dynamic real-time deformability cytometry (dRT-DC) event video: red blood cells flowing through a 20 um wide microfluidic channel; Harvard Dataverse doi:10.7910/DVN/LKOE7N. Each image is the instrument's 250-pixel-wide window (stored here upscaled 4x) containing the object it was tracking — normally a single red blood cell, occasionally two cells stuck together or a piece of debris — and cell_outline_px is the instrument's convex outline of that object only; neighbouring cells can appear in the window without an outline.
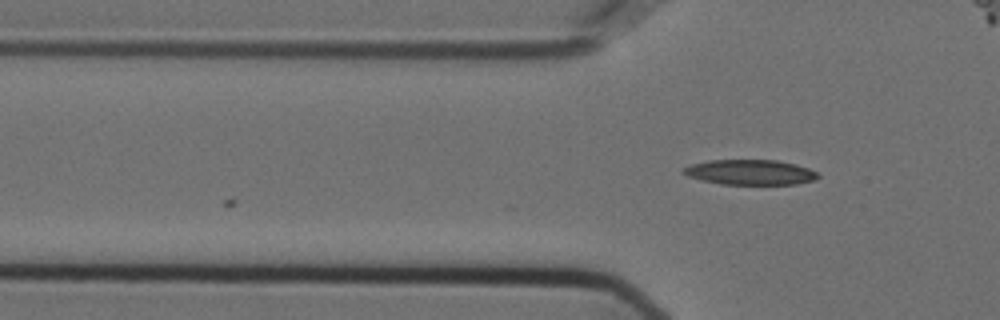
{"species": "Egyptian fruit bat (a non-hibernating species)", "species_latin": "Rousettus aegyptiacus", "temperature_condition": "cold", "stored_images_in_passage": 7, "camera_frame_rate_fps": 3000, "um_per_image_px": 0.085, "animal": {"sex": "female"}, "frame": {"image": 1, "passage_image": 7, "time_ms": 2.0, "image_size_px": [1000, 320], "cell_outline_px": [[820, 176], [816, 180], [796, 184], [720, 184], [688, 176], [680, 172], [684, 168], [692, 164], [708, 160], [776, 160], [796, 164], [808, 168], [816, 172]], "centroid_in_image_um": [63.78, 14.64], "position_along_channel_um": 62.0, "area_um2": 19.65}}